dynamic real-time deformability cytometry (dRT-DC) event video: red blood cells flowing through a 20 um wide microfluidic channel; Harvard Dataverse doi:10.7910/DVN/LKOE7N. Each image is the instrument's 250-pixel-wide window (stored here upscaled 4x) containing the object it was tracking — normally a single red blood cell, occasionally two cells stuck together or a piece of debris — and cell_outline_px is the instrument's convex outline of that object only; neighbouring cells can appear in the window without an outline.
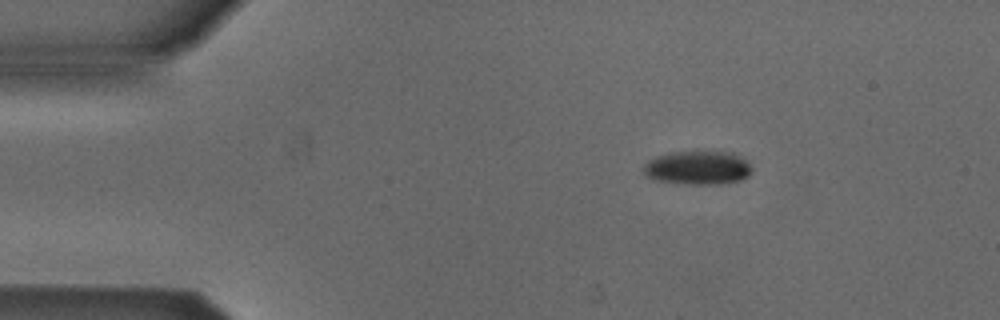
{"species": "Egyptian fruit bat (a non-hibernating species)", "species_latin": "Rousettus aegyptiacus", "temperature_condition": "cold", "stored_images_in_passage": 45, "camera_frame_rate_fps": 3000, "um_per_image_px": 0.085, "animal": {"sex": "male"}, "frame": {"image": 1, "passage_image": 1, "time_ms": 0.0, "image_size_px": [1000, 320], "cell_outline_px": [[752, 172], [748, 176], [740, 180], [720, 184], [684, 184], [656, 180], [644, 176], [644, 164], [648, 160], [656, 156], [668, 152], [736, 152], [752, 168]], "centroid_in_image_um": [59.29, 14.26], "position_along_channel_um": 25.7, "area_um2": 21.39}}
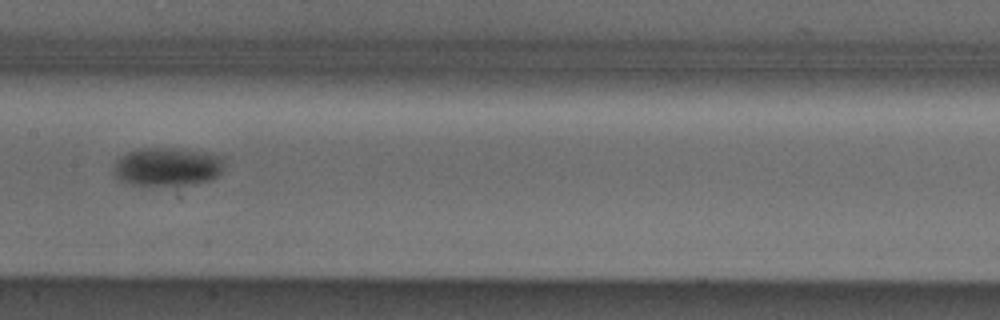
{"frame": {"image": 2, "passage_image": 19, "time_ms": 6.0, "image_size_px": [1000, 320], "cell_outline_px": [[224, 168], [212, 180], [188, 184], [132, 184], [120, 180], [112, 172], [116, 160], [120, 156], [128, 152], [140, 148], [172, 148], [200, 152], [220, 156], [224, 160]], "centroid_in_image_um": [14.2, 14.16], "position_along_channel_um": 193.2, "area_um2": 24.39}}
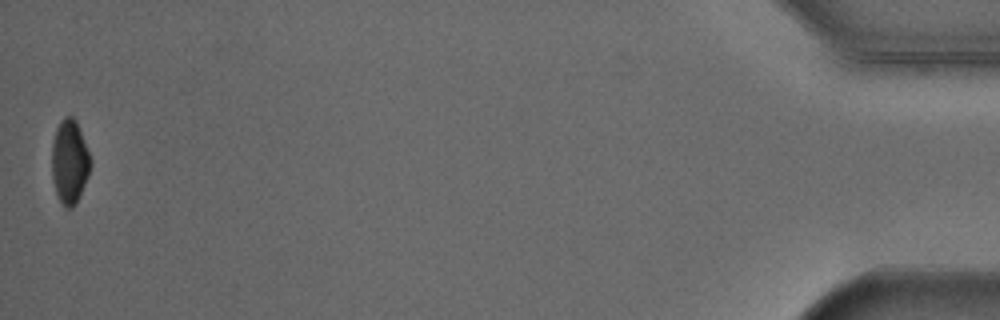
{"frame": {"image": 3, "passage_image": 45, "time_ms": 14.667, "image_size_px": [1000, 320], "cell_outline_px": [[92, 164], [88, 176], [80, 196], [72, 208], [64, 208], [60, 204], [56, 192], [52, 176], [52, 144], [56, 128], [60, 120], [64, 116], [72, 116], [76, 120], [92, 160]], "centroid_in_image_um": [5.92, 13.76], "position_along_channel_um": 429.3, "area_um2": 19.13}, "authors_computed_cell_mechanics": {"area_um2": 23.0622, "velocity_mm_per_s": 3.8853, "shape_relaxation_time_tau1_ms": 4.7025, "shape_relaxation_time_tau2_ms": null, "deformation_change_tau1": 0.1236, "deformation_change_tau2": null}}